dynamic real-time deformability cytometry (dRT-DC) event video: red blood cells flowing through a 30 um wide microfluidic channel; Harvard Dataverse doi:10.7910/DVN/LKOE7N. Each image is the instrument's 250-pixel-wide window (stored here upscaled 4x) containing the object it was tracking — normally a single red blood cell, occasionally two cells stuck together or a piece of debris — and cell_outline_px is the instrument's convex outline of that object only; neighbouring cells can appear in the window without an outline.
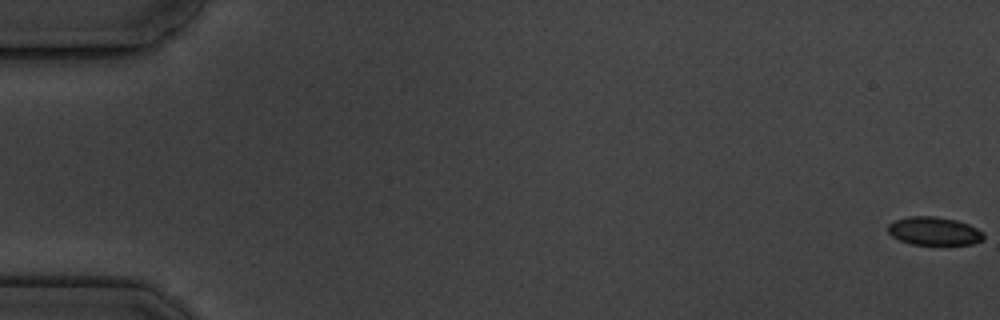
{"species": "common noctule bat (a hibernating species)", "species_latin": "Nyctalus noctula", "temperature_condition": "cold", "stored_images_in_passage": 6, "camera_frame_rate_fps": 3000, "um_per_image_px": 0.085, "animal": {"sex": "male", "body_mass_g": 19.5, "forearm_length_mm": 54.6}, "frame": {"image": 1, "passage_image": 1, "time_ms": 0.0, "image_size_px": [1000, 320], "cell_outline_px": [[984, 240], [972, 244], [912, 244], [900, 240], [892, 236], [888, 232], [888, 224], [896, 220], [908, 216], [936, 216], [956, 220], [968, 224], [984, 232]], "centroid_in_image_um": [79.41, 19.63], "position_along_channel_um": 5.6, "area_um2": 15.72}}
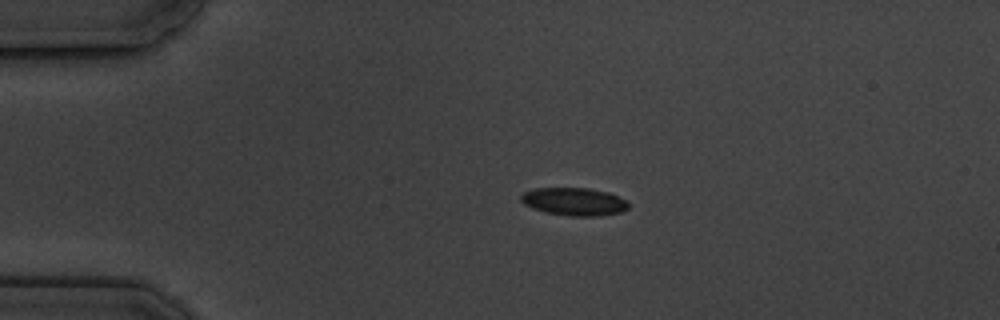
{"frame": {"image": 2, "passage_image": 4, "time_ms": 4.333, "image_size_px": [1000, 320], "cell_outline_px": [[628, 208], [624, 212], [600, 216], [572, 216], [548, 212], [532, 208], [524, 204], [520, 200], [520, 196], [524, 192], [536, 188], [588, 188], [608, 192], [624, 200], [628, 204]], "centroid_in_image_um": [48.8, 17.14], "position_along_channel_um": 36.2, "area_um2": 17.34}}
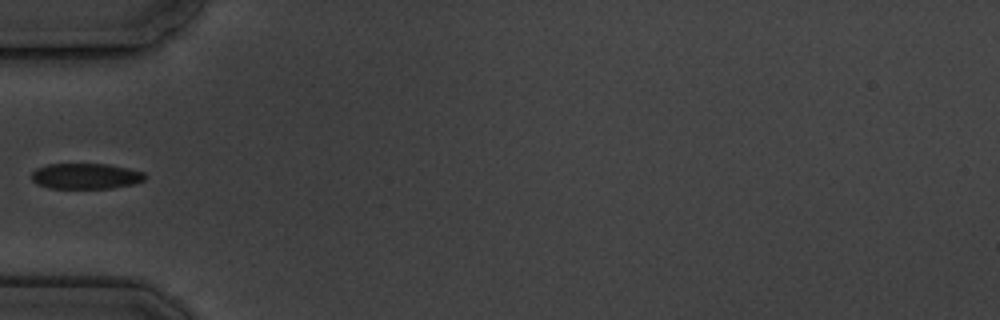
{"frame": {"image": 3, "passage_image": 6, "time_ms": 6.667, "image_size_px": [1000, 320], "cell_outline_px": [[148, 176], [144, 180], [132, 184], [112, 188], [48, 188], [36, 184], [32, 180], [32, 172], [36, 168], [48, 164], [108, 164], [128, 168], [144, 172]], "centroid_in_image_um": [7.29, 14.97], "position_along_channel_um": 77.7, "area_um2": 17.05}}